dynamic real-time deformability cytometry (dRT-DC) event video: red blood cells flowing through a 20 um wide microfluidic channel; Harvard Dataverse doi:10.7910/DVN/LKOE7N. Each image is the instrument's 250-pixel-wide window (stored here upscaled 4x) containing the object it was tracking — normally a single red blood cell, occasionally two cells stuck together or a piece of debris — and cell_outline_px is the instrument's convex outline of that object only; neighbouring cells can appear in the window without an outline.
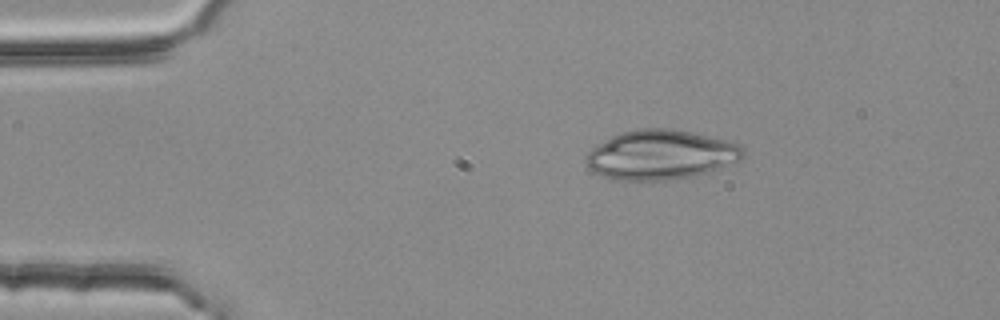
{"species": "common noctule bat (a hibernating species)", "species_latin": "Nyctalus noctula", "temperature_condition": "room temperature", "stored_images_in_passage": 4, "camera_frame_rate_fps": 3000, "um_per_image_px": 0.085, "animal": {"sex": "female", "body_mass_g": 25.1}, "frame": {"image": 1, "passage_image": 1, "time_ms": 0.0, "image_size_px": [1000, 320], "cell_outline_px": [[748, 152], [740, 160], [692, 176], [676, 180], [616, 180], [600, 176], [588, 168], [588, 152], [592, 148], [612, 136], [620, 132], [640, 128], [672, 128], [732, 140], [740, 144]], "centroid_in_image_um": [56.21, 13.14], "position_along_channel_um": 28.8, "area_um2": 45.55}}
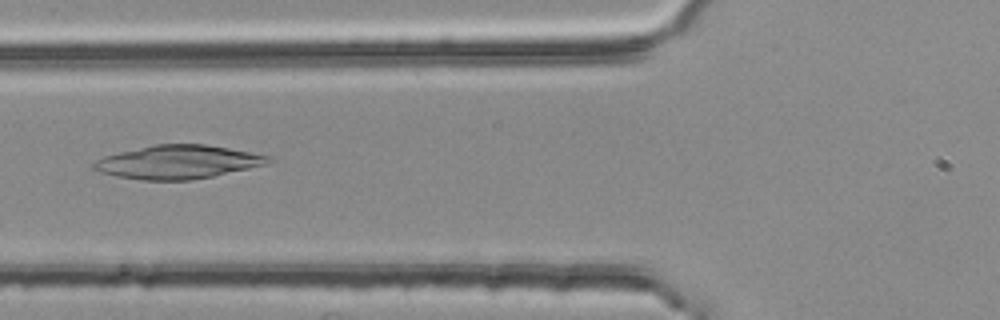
{"frame": {"image": 2, "passage_image": 4, "time_ms": 1.0, "image_size_px": [1000, 320], "cell_outline_px": [[272, 160], [268, 164], [212, 176], [192, 180], [144, 180], [116, 176], [100, 172], [92, 168], [92, 164], [96, 160], [104, 156], [152, 144], [204, 144], [228, 148], [268, 156]], "centroid_in_image_um": [15.09, 13.77], "position_along_channel_um": 110.7, "area_um2": 33.81}}